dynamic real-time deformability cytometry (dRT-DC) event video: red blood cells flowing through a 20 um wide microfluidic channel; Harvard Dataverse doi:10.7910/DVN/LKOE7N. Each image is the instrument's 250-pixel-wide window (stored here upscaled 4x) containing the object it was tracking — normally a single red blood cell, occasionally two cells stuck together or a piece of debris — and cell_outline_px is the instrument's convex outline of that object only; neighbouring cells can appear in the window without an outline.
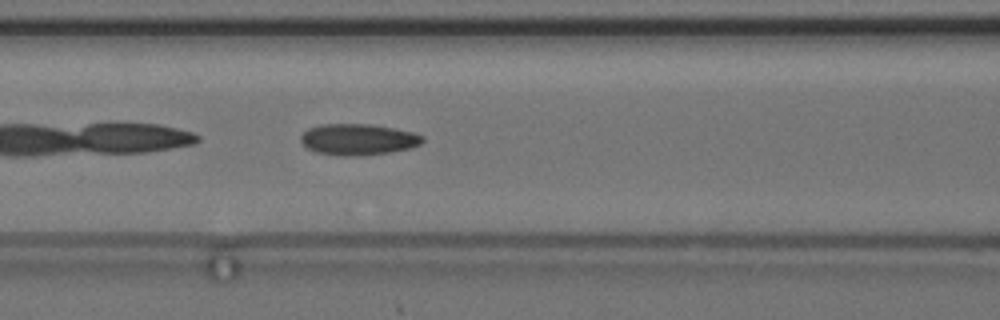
{"species": "common noctule bat (a hibernating species)", "species_latin": "Nyctalus noctula", "temperature_condition": "cold", "stored_images_in_passage": 35, "camera_frame_rate_fps": 3000, "um_per_image_px": 0.085, "animal": {"sex": "female", "body_mass_g": 24.6, "forearm_length_mm": 56.2}, "frame": {"image": 1, "passage_image": 6, "time_ms": 1.667, "image_size_px": [1000, 320], "cell_outline_px": [[424, 140], [420, 144], [412, 148], [388, 152], [360, 156], [340, 156], [316, 152], [308, 148], [300, 140], [300, 136], [308, 128], [320, 124], [368, 124], [392, 128], [412, 132], [424, 136]], "centroid_in_image_um": [30.43, 11.85], "position_along_channel_um": 136.2, "area_um2": 22.14}, "authors_computed_cell_mechanics": {"area_um2": 21.4438, "velocity_mm_per_s": 3.6633, "shape_relaxation_time_tau1_ms": null, "shape_relaxation_time_tau2_ms": 3.3629, "deformation_change_tau1": null, "deformation_change_tau2": 0.1217}}